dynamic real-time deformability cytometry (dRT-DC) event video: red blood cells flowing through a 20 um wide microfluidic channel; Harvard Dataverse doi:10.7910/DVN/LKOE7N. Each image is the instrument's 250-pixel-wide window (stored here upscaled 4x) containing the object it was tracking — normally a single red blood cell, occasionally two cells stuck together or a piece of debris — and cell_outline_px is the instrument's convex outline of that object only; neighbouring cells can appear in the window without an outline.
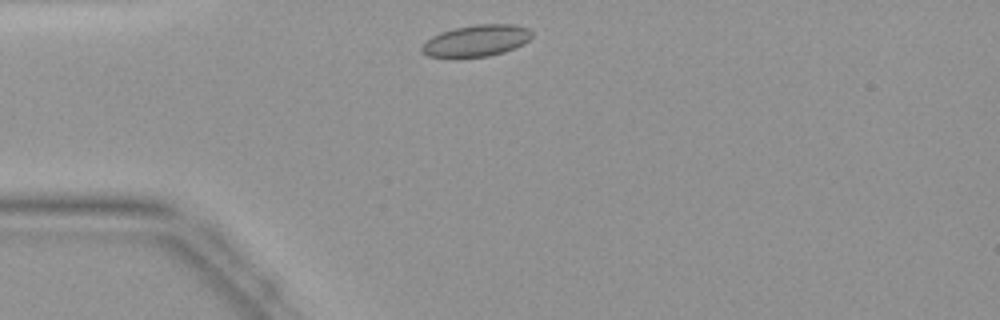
{"species": "common noctule bat (a hibernating species)", "species_latin": "Nyctalus noctula", "temperature_condition": "warm", "stored_images_in_passage": 29, "camera_frame_rate_fps": 3000, "um_per_image_px": 0.085, "animal": {"sex": "female", "body_mass_g": 19.9}, "frame": {"image": 1, "passage_image": 2, "time_ms": 0.333, "image_size_px": [1000, 320], "cell_outline_px": [[532, 36], [524, 44], [504, 52], [488, 56], [456, 60], [452, 60], [428, 56], [420, 52], [420, 44], [432, 36], [440, 32], [452, 28], [476, 24], [516, 24], [528, 28], [532, 32]], "centroid_in_image_um": [40.4, 3.5], "position_along_channel_um": 44.6, "area_um2": 21.21}}
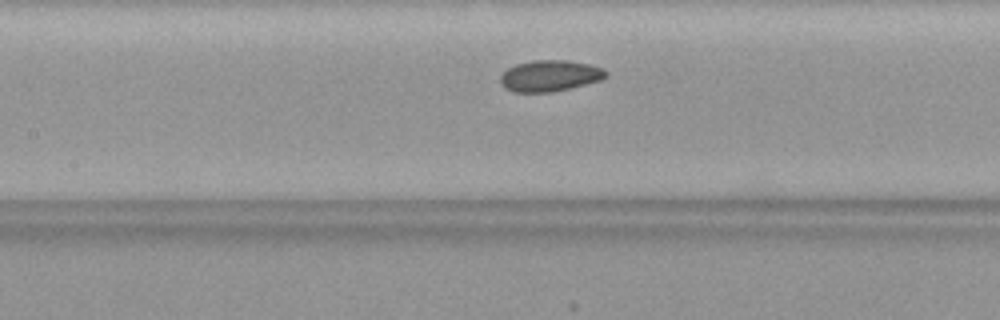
{"frame": {"image": 2, "passage_image": 11, "time_ms": 3.333, "image_size_px": [1000, 320], "cell_outline_px": [[608, 76], [600, 80], [552, 92], [512, 92], [504, 88], [500, 84], [500, 76], [508, 68], [516, 64], [532, 60], [568, 60], [588, 64], [604, 68], [608, 72]], "centroid_in_image_um": [46.72, 6.44], "position_along_channel_um": 160.7, "area_um2": 19.25}}
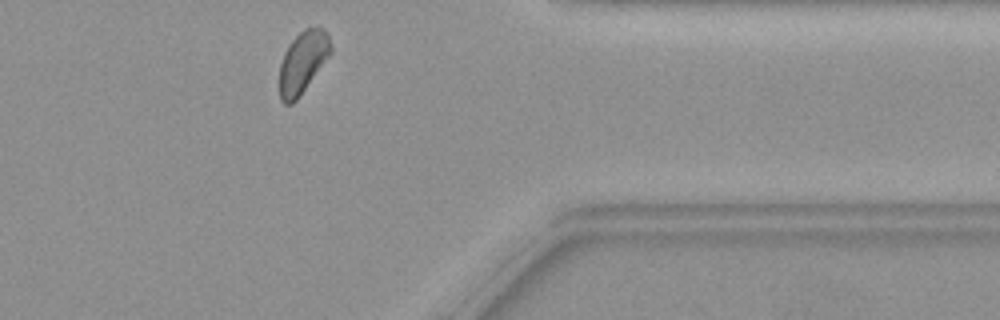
{"frame": {"image": 3, "passage_image": 27, "time_ms": 8.667, "image_size_px": [1000, 320], "cell_outline_px": [[332, 52], [300, 96], [292, 104], [284, 104], [280, 100], [280, 64], [284, 52], [288, 44], [304, 28], [316, 24], [324, 28], [328, 32], [332, 44]], "centroid_in_image_um": [25.76, 5.23], "position_along_channel_um": 385.6, "area_um2": 18.9}}